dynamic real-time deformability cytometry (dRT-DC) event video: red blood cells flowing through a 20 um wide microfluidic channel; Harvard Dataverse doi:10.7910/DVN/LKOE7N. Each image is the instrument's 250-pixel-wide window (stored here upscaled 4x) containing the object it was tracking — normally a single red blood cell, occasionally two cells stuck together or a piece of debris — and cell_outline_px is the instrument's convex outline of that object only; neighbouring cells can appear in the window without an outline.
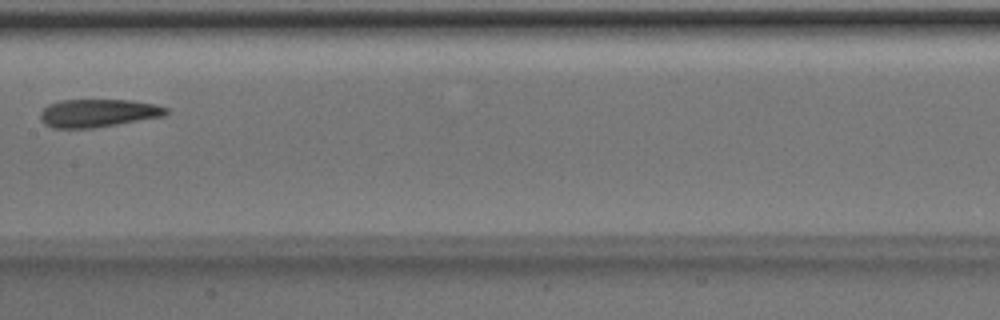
{"species": "Egyptian fruit bat (a non-hibernating species)", "species_latin": "Rousettus aegyptiacus", "temperature_condition": "room temperature", "stored_images_in_passage": 6, "camera_frame_rate_fps": 3000, "um_per_image_px": 0.085, "animal": {"sex": "male"}, "frame": {"image": 1, "passage_image": 6, "time_ms": 1.667, "image_size_px": [1000, 320], "cell_outline_px": [[168, 112], [164, 116], [92, 128], [52, 128], [44, 124], [40, 120], [40, 112], [48, 104], [60, 100], [132, 100], [152, 104], [168, 108]], "centroid_in_image_um": [8.28, 9.61], "position_along_channel_um": 199.1, "area_um2": 20.46}}